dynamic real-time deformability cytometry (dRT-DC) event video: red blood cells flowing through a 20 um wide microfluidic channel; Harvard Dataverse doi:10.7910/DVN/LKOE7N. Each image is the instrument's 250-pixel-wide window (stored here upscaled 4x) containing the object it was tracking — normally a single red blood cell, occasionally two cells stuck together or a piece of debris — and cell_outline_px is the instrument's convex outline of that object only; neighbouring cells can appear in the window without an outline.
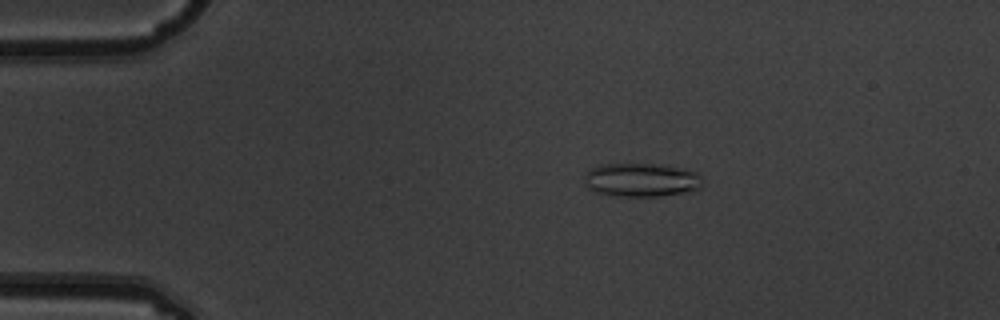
{"species": "common noctule bat (a hibernating species)", "species_latin": "Nyctalus noctula", "temperature_condition": "warm", "stored_images_in_passage": 8, "camera_frame_rate_fps": 3000, "um_per_image_px": 0.085, "animal": {"sex": "male", "body_mass_g": 19.5, "forearm_length_mm": 54.6}, "frame": {"image": 1, "passage_image": 4, "time_ms": 1.0, "image_size_px": [1000, 320], "cell_outline_px": [[704, 184], [700, 188], [688, 192], [660, 196], [616, 196], [592, 192], [584, 184], [584, 172], [600, 164], [652, 164], [696, 172], [700, 176]], "centroid_in_image_um": [54.45, 15.31], "position_along_channel_um": 30.6, "area_um2": 23.24}}
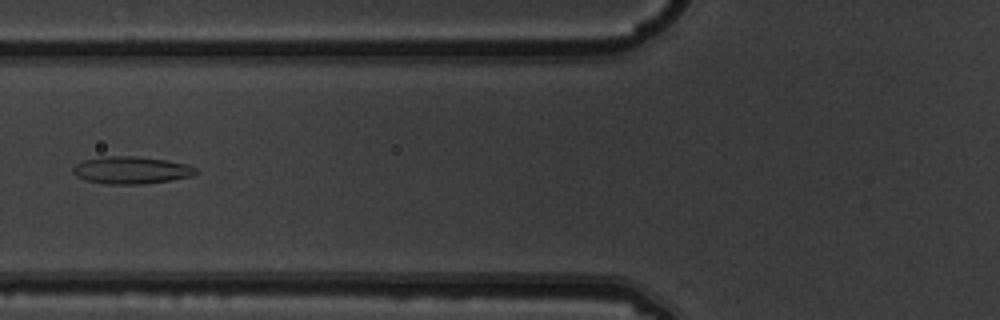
{"frame": {"image": 2, "passage_image": 7, "time_ms": 2.0, "image_size_px": [1000, 320], "cell_outline_px": [[200, 172], [192, 176], [172, 180], [144, 184], [108, 184], [84, 180], [76, 176], [72, 172], [72, 168], [76, 164], [84, 160], [100, 156], [136, 156], [164, 160], [188, 164], [196, 168]], "centroid_in_image_um": [11.16, 14.46], "position_along_channel_um": 114.6, "area_um2": 19.77}}
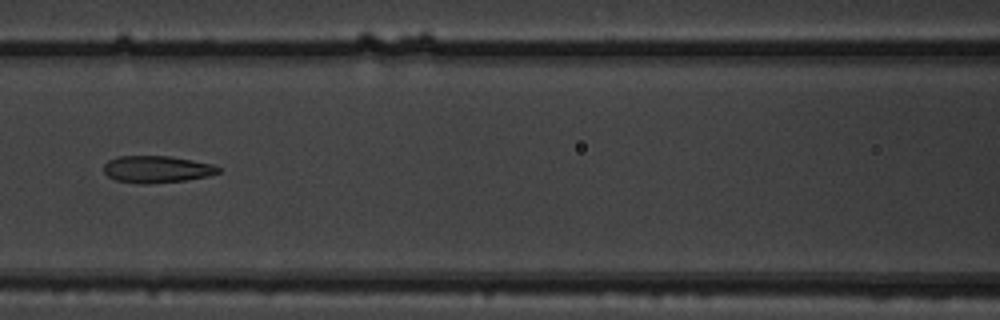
{"frame": {"image": 3, "passage_image": 8, "time_ms": 2.333, "image_size_px": [1000, 320], "cell_outline_px": [[220, 172], [208, 176], [184, 180], [140, 184], [116, 180], [108, 176], [104, 172], [104, 164], [108, 160], [116, 156], [168, 156], [216, 164], [220, 168]], "centroid_in_image_um": [13.33, 14.37], "position_along_channel_um": 153.3, "area_um2": 17.98}}